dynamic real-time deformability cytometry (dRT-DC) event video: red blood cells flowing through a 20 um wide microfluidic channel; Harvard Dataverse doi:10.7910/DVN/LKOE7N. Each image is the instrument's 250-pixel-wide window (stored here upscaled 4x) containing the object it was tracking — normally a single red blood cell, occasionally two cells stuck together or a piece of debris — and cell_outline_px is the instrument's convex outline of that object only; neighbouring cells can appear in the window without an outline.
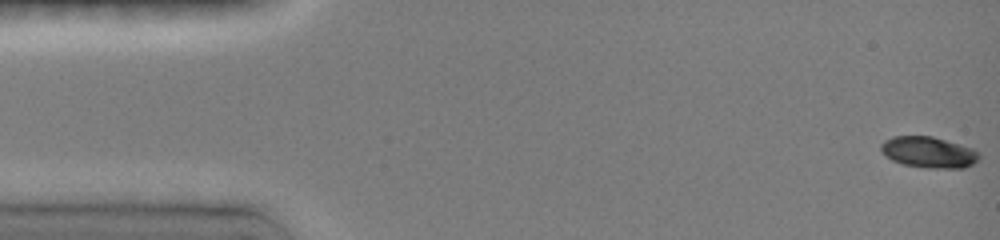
{"species": "common noctule bat (a hibernating species)", "species_latin": "Nyctalus noctula", "temperature_condition": "room temperature", "stored_images_in_passage": 41, "camera_frame_rate_fps": 3000, "um_per_image_px": 0.085, "animal": {"sex": "female", "body_mass_g": 19.0, "forearm_length_mm": 51.5}, "frame": {"image": 1, "passage_image": 1, "time_ms": 0.0, "image_size_px": [1000, 240], "cell_outline_px": [[980, 156], [972, 164], [964, 168], [928, 168], [904, 164], [892, 160], [884, 156], [880, 148], [880, 144], [884, 140], [892, 136], [932, 136], [960, 144], [972, 148]], "centroid_in_image_um": [78.89, 12.93], "position_along_channel_um": 6.1, "area_um2": 17.74}}
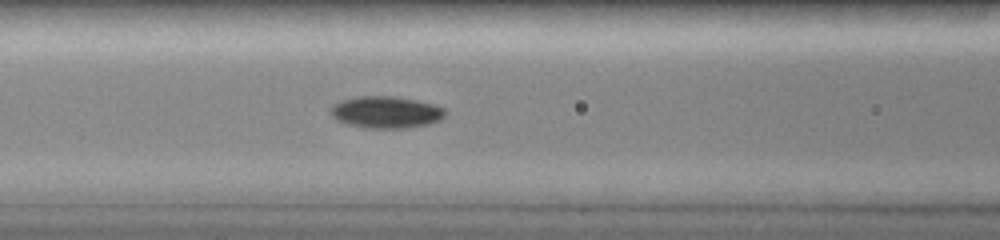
{"frame": {"image": 2, "passage_image": 32, "time_ms": 6.333, "image_size_px": [1000, 240], "cell_outline_px": [[448, 112], [440, 120], [428, 124], [408, 128], [364, 128], [344, 124], [336, 120], [332, 116], [332, 104], [344, 100], [360, 96], [392, 96], [416, 100], [432, 104], [444, 108]], "centroid_in_image_um": [32.82, 9.55], "position_along_channel_um": 133.8, "area_um2": 21.33}}
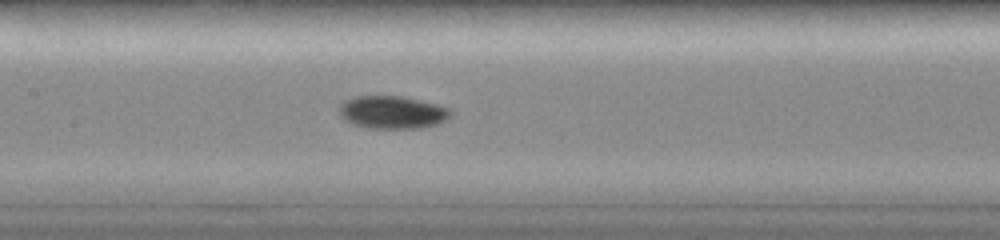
{"frame": {"image": 3, "passage_image": 38, "time_ms": 7.333, "image_size_px": [1000, 240], "cell_outline_px": [[452, 116], [436, 124], [420, 128], [368, 128], [352, 124], [344, 120], [340, 116], [340, 104], [344, 100], [356, 96], [400, 96], [436, 104], [452, 108]], "centroid_in_image_um": [33.34, 9.54], "position_along_channel_um": 174.1, "area_um2": 21.33}}